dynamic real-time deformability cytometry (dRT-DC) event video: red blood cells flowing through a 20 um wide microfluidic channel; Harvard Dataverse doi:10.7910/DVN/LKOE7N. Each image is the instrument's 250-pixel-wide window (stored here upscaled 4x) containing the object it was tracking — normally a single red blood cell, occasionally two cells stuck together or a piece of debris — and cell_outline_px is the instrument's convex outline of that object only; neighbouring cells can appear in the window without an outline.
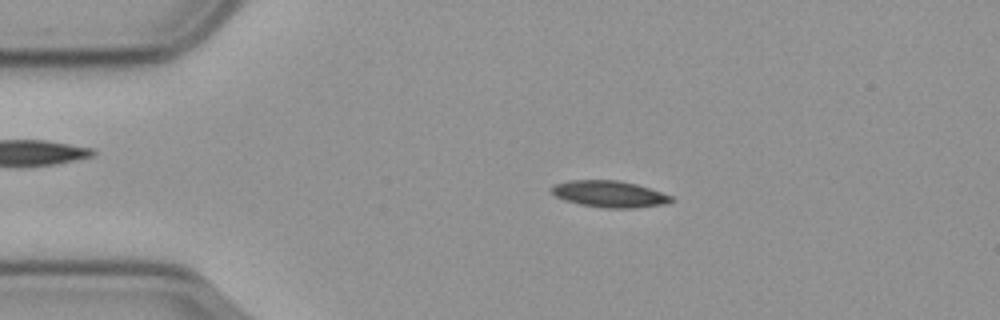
{"species": "common noctule bat (a hibernating species)", "species_latin": "Nyctalus noctula", "temperature_condition": "cold", "stored_images_in_passage": 57, "camera_frame_rate_fps": 3000, "um_per_image_px": 0.085, "animal": {"sex": "male", "body_mass_g": 23.1, "forearm_length_mm": 52.7}, "frame": {"image": 1, "passage_image": 11, "time_ms": 3.333, "image_size_px": [1000, 320], "cell_outline_px": [[676, 200], [664, 204], [636, 208], [608, 208], [580, 204], [564, 200], [556, 196], [548, 188], [552, 184], [568, 180], [620, 180], [636, 184], [672, 196]], "centroid_in_image_um": [51.76, 16.48], "position_along_channel_um": 33.2, "area_um2": 18.61}}
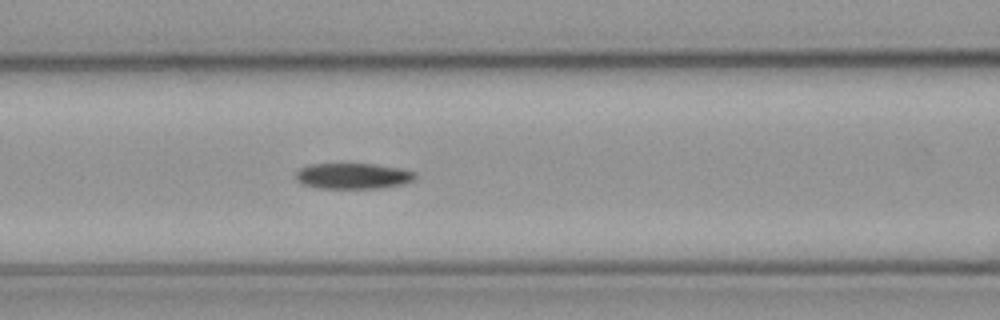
{"frame": {"image": 2, "passage_image": 23, "time_ms": 7.333, "image_size_px": [1000, 320], "cell_outline_px": [[416, 176], [412, 180], [404, 184], [384, 188], [320, 188], [304, 184], [296, 180], [296, 172], [300, 168], [308, 164], [372, 164], [400, 168], [416, 172]], "centroid_in_image_um": [30.02, 14.96], "position_along_channel_um": 136.6, "area_um2": 17.92}}
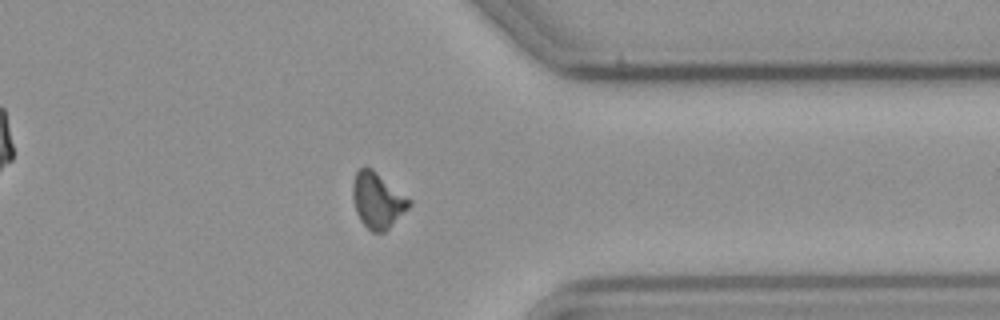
{"frame": {"image": 3, "passage_image": 44, "time_ms": 14.333, "image_size_px": [1000, 320], "cell_outline_px": [[412, 204], [384, 232], [372, 232], [360, 220], [356, 212], [352, 196], [352, 184], [356, 172], [360, 168], [372, 168], [408, 196], [412, 200]], "centroid_in_image_um": [32.09, 17.01], "position_along_channel_um": 379.3, "area_um2": 18.26}, "authors_computed_cell_mechanics": {"area_um2": 18.1492, "velocity_mm_per_s": 3.5949, "shape_relaxation_time_tau1_ms": 6.241, "shape_relaxation_time_tau2_ms": null, "deformation_change_tau1": 0.1451, "deformation_change_tau2": null}}